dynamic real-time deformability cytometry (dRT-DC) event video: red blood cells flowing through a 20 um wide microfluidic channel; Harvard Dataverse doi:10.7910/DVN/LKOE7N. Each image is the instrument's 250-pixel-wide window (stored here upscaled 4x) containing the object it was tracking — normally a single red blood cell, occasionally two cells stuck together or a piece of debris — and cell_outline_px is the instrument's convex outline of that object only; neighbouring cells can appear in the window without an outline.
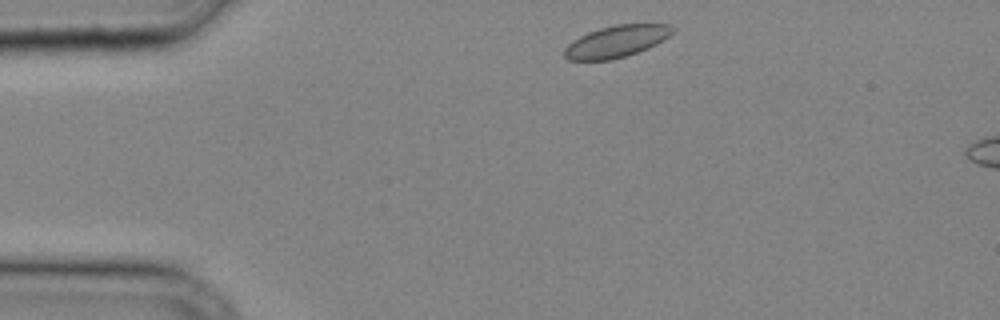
{"species": "common noctule bat (a hibernating species)", "species_latin": "Nyctalus noctula", "temperature_condition": "cold", "stored_images_in_passage": 5, "camera_frame_rate_fps": 3000, "um_per_image_px": 0.085, "animal": {"sex": "male", "body_mass_g": 20.4}, "frame": {"image": 1, "passage_image": 1, "time_ms": 0.0, "image_size_px": [1000, 320], "cell_outline_px": [[676, 28], [668, 36], [656, 44], [648, 48], [628, 56], [612, 60], [568, 60], [564, 56], [564, 48], [572, 40], [588, 32], [600, 28], [616, 24], [672, 24]], "centroid_in_image_um": [52.39, 3.52], "position_along_channel_um": 32.6, "area_um2": 20.17}}